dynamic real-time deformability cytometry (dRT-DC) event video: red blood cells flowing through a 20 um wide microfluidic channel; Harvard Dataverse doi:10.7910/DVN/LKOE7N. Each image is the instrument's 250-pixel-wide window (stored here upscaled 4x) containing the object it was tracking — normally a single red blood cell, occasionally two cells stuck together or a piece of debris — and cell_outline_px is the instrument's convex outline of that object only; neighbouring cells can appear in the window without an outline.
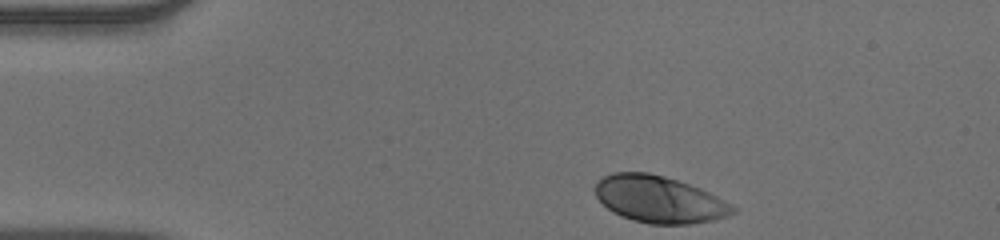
{"species": "human", "species_latin": "Homo sapiens", "temperature_condition": "warm", "stored_images_in_passage": 36, "camera_frame_rate_fps": 3000, "um_per_image_px": 0.085, "donor": {"sex": "male"}, "frame": {"image": 1, "passage_image": 1, "time_ms": 0.0, "image_size_px": [1000, 240], "cell_outline_px": [[736, 212], [728, 216], [712, 220], [688, 224], [648, 224], [632, 220], [612, 212], [596, 196], [596, 184], [604, 176], [612, 172], [648, 172], [664, 176], [700, 188], [724, 200], [736, 208]], "centroid_in_image_um": [56.03, 16.95], "position_along_channel_um": 29.0, "area_um2": 37.28}}
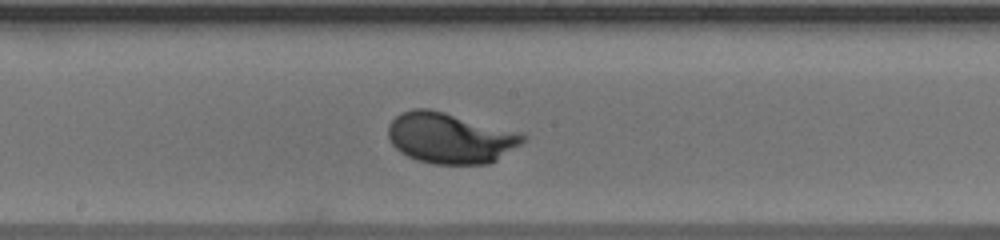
{"frame": {"image": 2, "passage_image": 20, "time_ms": 6.333, "image_size_px": [1000, 240], "cell_outline_px": [[528, 136], [520, 144], [496, 160], [488, 164], [432, 164], [416, 160], [400, 152], [392, 144], [388, 136], [388, 124], [400, 112], [412, 108], [428, 108], [524, 132]], "centroid_in_image_um": [38.27, 11.72], "position_along_channel_um": 209.9, "area_um2": 40.17}}
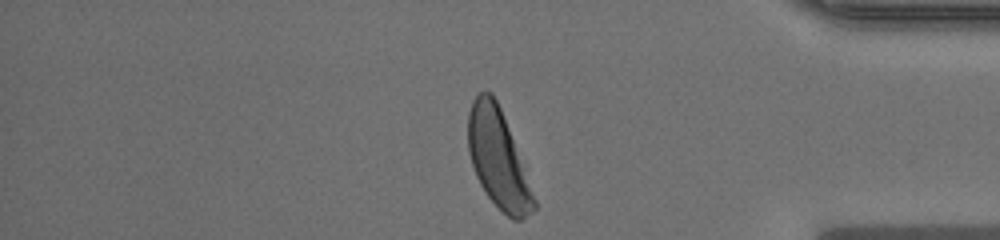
{"frame": {"image": 3, "passage_image": 36, "time_ms": 11.667, "image_size_px": [1000, 240], "cell_outline_px": [[536, 208], [532, 212], [520, 220], [512, 220], [488, 196], [480, 184], [476, 176], [468, 152], [468, 112], [472, 100], [480, 92], [492, 92], [500, 108], [536, 200]], "centroid_in_image_um": [42.31, 13.49], "position_along_channel_um": 392.9, "area_um2": 36.82}, "authors_computed_cell_mechanics": {"area_um2": 38.1769, "velocity_mm_per_s": 3.8661, "shape_relaxation_time_tau1_ms": 1.7969, "shape_relaxation_time_tau2_ms": null, "deformation_change_tau1": 0.1538, "deformation_change_tau2": null}}